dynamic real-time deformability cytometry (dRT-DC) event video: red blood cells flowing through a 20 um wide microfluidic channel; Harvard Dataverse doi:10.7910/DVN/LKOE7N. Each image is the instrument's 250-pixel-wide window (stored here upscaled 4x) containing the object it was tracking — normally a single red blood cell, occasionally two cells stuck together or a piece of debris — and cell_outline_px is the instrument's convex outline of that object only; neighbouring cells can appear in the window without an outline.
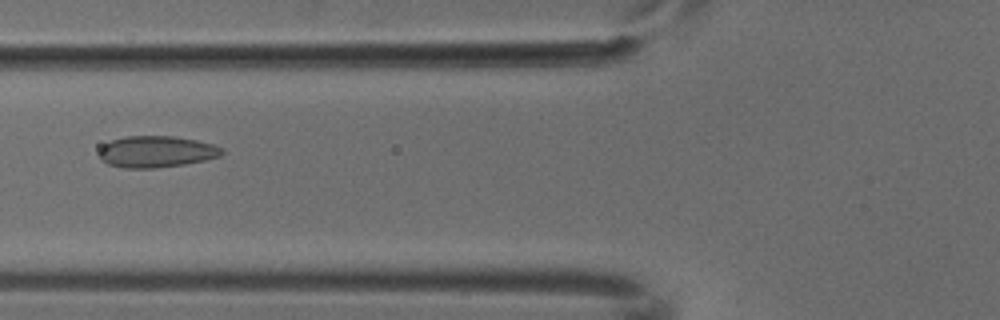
{"species": "common noctule bat (a hibernating species)", "species_latin": "Nyctalus noctula", "temperature_condition": "cold", "stored_images_in_passage": 6, "camera_frame_rate_fps": 3000, "um_per_image_px": 0.085, "animal": {"sex": "male", "body_mass_g": 18.8}, "frame": {"image": 1, "passage_image": 5, "time_ms": 1.333, "image_size_px": [1000, 320], "cell_outline_px": [[224, 152], [220, 156], [204, 160], [184, 164], [156, 168], [124, 168], [108, 164], [100, 160], [100, 148], [104, 144], [112, 140], [124, 136], [172, 136], [196, 140], [212, 144], [224, 148]], "centroid_in_image_um": [13.29, 12.89], "position_along_channel_um": 112.5, "area_um2": 22.54}}
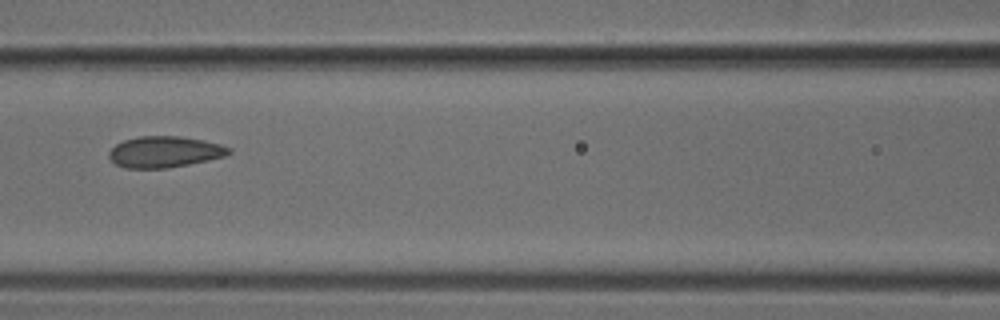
{"frame": {"image": 2, "passage_image": 6, "time_ms": 1.667, "image_size_px": [1000, 320], "cell_outline_px": [[232, 152], [224, 156], [208, 160], [168, 168], [124, 168], [116, 164], [108, 156], [108, 152], [116, 144], [124, 140], [140, 136], [180, 136], [204, 140], [220, 144], [232, 148]], "centroid_in_image_um": [14.0, 12.9], "position_along_channel_um": 152.6, "area_um2": 21.79}}